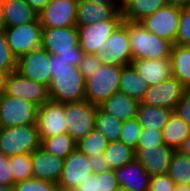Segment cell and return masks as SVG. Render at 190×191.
I'll return each mask as SVG.
<instances>
[{"label": "cell", "instance_id": "277c9868", "mask_svg": "<svg viewBox=\"0 0 190 191\" xmlns=\"http://www.w3.org/2000/svg\"><path fill=\"white\" fill-rule=\"evenodd\" d=\"M41 147L37 124L0 127V152L5 156L31 154Z\"/></svg>", "mask_w": 190, "mask_h": 191}, {"label": "cell", "instance_id": "d590c367", "mask_svg": "<svg viewBox=\"0 0 190 191\" xmlns=\"http://www.w3.org/2000/svg\"><path fill=\"white\" fill-rule=\"evenodd\" d=\"M141 131L142 125L137 118L126 120L123 122L119 141L136 150Z\"/></svg>", "mask_w": 190, "mask_h": 191}, {"label": "cell", "instance_id": "836d02e7", "mask_svg": "<svg viewBox=\"0 0 190 191\" xmlns=\"http://www.w3.org/2000/svg\"><path fill=\"white\" fill-rule=\"evenodd\" d=\"M109 141L95 128L83 139L77 142V148L86 156L92 157L103 154Z\"/></svg>", "mask_w": 190, "mask_h": 191}, {"label": "cell", "instance_id": "44dd1931", "mask_svg": "<svg viewBox=\"0 0 190 191\" xmlns=\"http://www.w3.org/2000/svg\"><path fill=\"white\" fill-rule=\"evenodd\" d=\"M120 11L118 4H96L88 0H79L76 26L112 20Z\"/></svg>", "mask_w": 190, "mask_h": 191}, {"label": "cell", "instance_id": "6da1fadb", "mask_svg": "<svg viewBox=\"0 0 190 191\" xmlns=\"http://www.w3.org/2000/svg\"><path fill=\"white\" fill-rule=\"evenodd\" d=\"M51 82L48 86L50 100L58 103L81 102L85 99L86 78L79 66L49 54Z\"/></svg>", "mask_w": 190, "mask_h": 191}, {"label": "cell", "instance_id": "4316f807", "mask_svg": "<svg viewBox=\"0 0 190 191\" xmlns=\"http://www.w3.org/2000/svg\"><path fill=\"white\" fill-rule=\"evenodd\" d=\"M190 134L187 124L178 116L175 110L169 114V119L162 129L164 144L178 151L184 139Z\"/></svg>", "mask_w": 190, "mask_h": 191}, {"label": "cell", "instance_id": "f5cc1de1", "mask_svg": "<svg viewBox=\"0 0 190 191\" xmlns=\"http://www.w3.org/2000/svg\"><path fill=\"white\" fill-rule=\"evenodd\" d=\"M5 28L2 1H0V31Z\"/></svg>", "mask_w": 190, "mask_h": 191}, {"label": "cell", "instance_id": "ab89813d", "mask_svg": "<svg viewBox=\"0 0 190 191\" xmlns=\"http://www.w3.org/2000/svg\"><path fill=\"white\" fill-rule=\"evenodd\" d=\"M97 191H116L119 188L114 170L96 174Z\"/></svg>", "mask_w": 190, "mask_h": 191}, {"label": "cell", "instance_id": "b9f144b4", "mask_svg": "<svg viewBox=\"0 0 190 191\" xmlns=\"http://www.w3.org/2000/svg\"><path fill=\"white\" fill-rule=\"evenodd\" d=\"M137 147H151L164 144L161 130L142 129Z\"/></svg>", "mask_w": 190, "mask_h": 191}, {"label": "cell", "instance_id": "7a4b0ae2", "mask_svg": "<svg viewBox=\"0 0 190 191\" xmlns=\"http://www.w3.org/2000/svg\"><path fill=\"white\" fill-rule=\"evenodd\" d=\"M41 47L49 54L59 55L61 59L79 66L84 55L79 45L77 26L66 28H42Z\"/></svg>", "mask_w": 190, "mask_h": 191}, {"label": "cell", "instance_id": "680465c9", "mask_svg": "<svg viewBox=\"0 0 190 191\" xmlns=\"http://www.w3.org/2000/svg\"><path fill=\"white\" fill-rule=\"evenodd\" d=\"M116 191H131V190L119 187Z\"/></svg>", "mask_w": 190, "mask_h": 191}, {"label": "cell", "instance_id": "7dc6e473", "mask_svg": "<svg viewBox=\"0 0 190 191\" xmlns=\"http://www.w3.org/2000/svg\"><path fill=\"white\" fill-rule=\"evenodd\" d=\"M75 191H97L96 175H89L86 180L78 185Z\"/></svg>", "mask_w": 190, "mask_h": 191}, {"label": "cell", "instance_id": "e575fe53", "mask_svg": "<svg viewBox=\"0 0 190 191\" xmlns=\"http://www.w3.org/2000/svg\"><path fill=\"white\" fill-rule=\"evenodd\" d=\"M14 182L33 178L31 154H19L9 157Z\"/></svg>", "mask_w": 190, "mask_h": 191}, {"label": "cell", "instance_id": "9a60e30c", "mask_svg": "<svg viewBox=\"0 0 190 191\" xmlns=\"http://www.w3.org/2000/svg\"><path fill=\"white\" fill-rule=\"evenodd\" d=\"M187 89L173 76L157 85L148 86L141 103L174 110Z\"/></svg>", "mask_w": 190, "mask_h": 191}, {"label": "cell", "instance_id": "681fc988", "mask_svg": "<svg viewBox=\"0 0 190 191\" xmlns=\"http://www.w3.org/2000/svg\"><path fill=\"white\" fill-rule=\"evenodd\" d=\"M178 151L190 157V134L184 139Z\"/></svg>", "mask_w": 190, "mask_h": 191}, {"label": "cell", "instance_id": "74e56055", "mask_svg": "<svg viewBox=\"0 0 190 191\" xmlns=\"http://www.w3.org/2000/svg\"><path fill=\"white\" fill-rule=\"evenodd\" d=\"M12 189L13 191H59L56 183L34 178L19 181Z\"/></svg>", "mask_w": 190, "mask_h": 191}, {"label": "cell", "instance_id": "d6986e66", "mask_svg": "<svg viewBox=\"0 0 190 191\" xmlns=\"http://www.w3.org/2000/svg\"><path fill=\"white\" fill-rule=\"evenodd\" d=\"M34 179L47 180L58 184L64 166V159L46 152L39 147L31 153Z\"/></svg>", "mask_w": 190, "mask_h": 191}, {"label": "cell", "instance_id": "d6a6232c", "mask_svg": "<svg viewBox=\"0 0 190 191\" xmlns=\"http://www.w3.org/2000/svg\"><path fill=\"white\" fill-rule=\"evenodd\" d=\"M167 174L176 185H190V157L180 151H174Z\"/></svg>", "mask_w": 190, "mask_h": 191}, {"label": "cell", "instance_id": "f907efd6", "mask_svg": "<svg viewBox=\"0 0 190 191\" xmlns=\"http://www.w3.org/2000/svg\"><path fill=\"white\" fill-rule=\"evenodd\" d=\"M168 5L186 8L189 5L190 0H166Z\"/></svg>", "mask_w": 190, "mask_h": 191}, {"label": "cell", "instance_id": "2e32d148", "mask_svg": "<svg viewBox=\"0 0 190 191\" xmlns=\"http://www.w3.org/2000/svg\"><path fill=\"white\" fill-rule=\"evenodd\" d=\"M93 174L88 156L78 148L64 159L61 178L58 182L59 191H75L78 185Z\"/></svg>", "mask_w": 190, "mask_h": 191}, {"label": "cell", "instance_id": "f35d334b", "mask_svg": "<svg viewBox=\"0 0 190 191\" xmlns=\"http://www.w3.org/2000/svg\"><path fill=\"white\" fill-rule=\"evenodd\" d=\"M175 44L190 46V10L187 8L181 9Z\"/></svg>", "mask_w": 190, "mask_h": 191}, {"label": "cell", "instance_id": "816d5d0a", "mask_svg": "<svg viewBox=\"0 0 190 191\" xmlns=\"http://www.w3.org/2000/svg\"><path fill=\"white\" fill-rule=\"evenodd\" d=\"M8 73L0 70V95L5 92L6 78Z\"/></svg>", "mask_w": 190, "mask_h": 191}, {"label": "cell", "instance_id": "7bdbcfd3", "mask_svg": "<svg viewBox=\"0 0 190 191\" xmlns=\"http://www.w3.org/2000/svg\"><path fill=\"white\" fill-rule=\"evenodd\" d=\"M14 184L9 157L0 152V186L13 188Z\"/></svg>", "mask_w": 190, "mask_h": 191}, {"label": "cell", "instance_id": "11a10c76", "mask_svg": "<svg viewBox=\"0 0 190 191\" xmlns=\"http://www.w3.org/2000/svg\"><path fill=\"white\" fill-rule=\"evenodd\" d=\"M175 191H190V185H176Z\"/></svg>", "mask_w": 190, "mask_h": 191}, {"label": "cell", "instance_id": "1f68e13d", "mask_svg": "<svg viewBox=\"0 0 190 191\" xmlns=\"http://www.w3.org/2000/svg\"><path fill=\"white\" fill-rule=\"evenodd\" d=\"M41 140V148L46 152L65 159L77 148V143L68 133L55 135Z\"/></svg>", "mask_w": 190, "mask_h": 191}, {"label": "cell", "instance_id": "4fadbf2b", "mask_svg": "<svg viewBox=\"0 0 190 191\" xmlns=\"http://www.w3.org/2000/svg\"><path fill=\"white\" fill-rule=\"evenodd\" d=\"M181 9L167 4L140 22L149 32L170 41L174 45Z\"/></svg>", "mask_w": 190, "mask_h": 191}, {"label": "cell", "instance_id": "c3c4849f", "mask_svg": "<svg viewBox=\"0 0 190 191\" xmlns=\"http://www.w3.org/2000/svg\"><path fill=\"white\" fill-rule=\"evenodd\" d=\"M29 6L39 14L50 0H25Z\"/></svg>", "mask_w": 190, "mask_h": 191}, {"label": "cell", "instance_id": "91938a15", "mask_svg": "<svg viewBox=\"0 0 190 191\" xmlns=\"http://www.w3.org/2000/svg\"><path fill=\"white\" fill-rule=\"evenodd\" d=\"M186 8L190 10V2H189V5Z\"/></svg>", "mask_w": 190, "mask_h": 191}, {"label": "cell", "instance_id": "cb8c5ba5", "mask_svg": "<svg viewBox=\"0 0 190 191\" xmlns=\"http://www.w3.org/2000/svg\"><path fill=\"white\" fill-rule=\"evenodd\" d=\"M5 27L34 22L38 16L25 0H2Z\"/></svg>", "mask_w": 190, "mask_h": 191}, {"label": "cell", "instance_id": "52a82bcc", "mask_svg": "<svg viewBox=\"0 0 190 191\" xmlns=\"http://www.w3.org/2000/svg\"><path fill=\"white\" fill-rule=\"evenodd\" d=\"M97 58L106 65H118L121 67L131 65L132 51L128 35V20H124L100 49Z\"/></svg>", "mask_w": 190, "mask_h": 191}, {"label": "cell", "instance_id": "6f0895ef", "mask_svg": "<svg viewBox=\"0 0 190 191\" xmlns=\"http://www.w3.org/2000/svg\"><path fill=\"white\" fill-rule=\"evenodd\" d=\"M0 191H13V189L8 188V187H4V186H0Z\"/></svg>", "mask_w": 190, "mask_h": 191}, {"label": "cell", "instance_id": "4dcf8cb0", "mask_svg": "<svg viewBox=\"0 0 190 191\" xmlns=\"http://www.w3.org/2000/svg\"><path fill=\"white\" fill-rule=\"evenodd\" d=\"M123 122L97 107L95 129L109 141H119Z\"/></svg>", "mask_w": 190, "mask_h": 191}, {"label": "cell", "instance_id": "f6af8a7d", "mask_svg": "<svg viewBox=\"0 0 190 191\" xmlns=\"http://www.w3.org/2000/svg\"><path fill=\"white\" fill-rule=\"evenodd\" d=\"M174 110L190 130V90L184 92Z\"/></svg>", "mask_w": 190, "mask_h": 191}, {"label": "cell", "instance_id": "f546056e", "mask_svg": "<svg viewBox=\"0 0 190 191\" xmlns=\"http://www.w3.org/2000/svg\"><path fill=\"white\" fill-rule=\"evenodd\" d=\"M103 155L111 170L125 166L135 159V150L121 141L109 142Z\"/></svg>", "mask_w": 190, "mask_h": 191}, {"label": "cell", "instance_id": "3957f363", "mask_svg": "<svg viewBox=\"0 0 190 191\" xmlns=\"http://www.w3.org/2000/svg\"><path fill=\"white\" fill-rule=\"evenodd\" d=\"M132 60L170 59L172 43L149 32L141 22L128 21Z\"/></svg>", "mask_w": 190, "mask_h": 191}, {"label": "cell", "instance_id": "bcb514c9", "mask_svg": "<svg viewBox=\"0 0 190 191\" xmlns=\"http://www.w3.org/2000/svg\"><path fill=\"white\" fill-rule=\"evenodd\" d=\"M88 161L95 175L110 170L109 164L103 154L88 157Z\"/></svg>", "mask_w": 190, "mask_h": 191}, {"label": "cell", "instance_id": "8fae6325", "mask_svg": "<svg viewBox=\"0 0 190 191\" xmlns=\"http://www.w3.org/2000/svg\"><path fill=\"white\" fill-rule=\"evenodd\" d=\"M4 93L30 101L38 107L50 100L47 85L30 80L16 70L7 75Z\"/></svg>", "mask_w": 190, "mask_h": 191}, {"label": "cell", "instance_id": "9c48e42d", "mask_svg": "<svg viewBox=\"0 0 190 191\" xmlns=\"http://www.w3.org/2000/svg\"><path fill=\"white\" fill-rule=\"evenodd\" d=\"M123 21L122 11H120L112 20L77 26L79 45L84 54L96 55L100 49L104 48L107 39Z\"/></svg>", "mask_w": 190, "mask_h": 191}, {"label": "cell", "instance_id": "ac0fdd59", "mask_svg": "<svg viewBox=\"0 0 190 191\" xmlns=\"http://www.w3.org/2000/svg\"><path fill=\"white\" fill-rule=\"evenodd\" d=\"M174 150L165 144L151 147H137L135 159L139 161L150 176L167 174Z\"/></svg>", "mask_w": 190, "mask_h": 191}, {"label": "cell", "instance_id": "f1b7e54d", "mask_svg": "<svg viewBox=\"0 0 190 191\" xmlns=\"http://www.w3.org/2000/svg\"><path fill=\"white\" fill-rule=\"evenodd\" d=\"M166 5V0H132L121 11L124 20L140 22Z\"/></svg>", "mask_w": 190, "mask_h": 191}, {"label": "cell", "instance_id": "d4e9b609", "mask_svg": "<svg viewBox=\"0 0 190 191\" xmlns=\"http://www.w3.org/2000/svg\"><path fill=\"white\" fill-rule=\"evenodd\" d=\"M170 60L172 76L190 90V46L172 45Z\"/></svg>", "mask_w": 190, "mask_h": 191}, {"label": "cell", "instance_id": "484cf974", "mask_svg": "<svg viewBox=\"0 0 190 191\" xmlns=\"http://www.w3.org/2000/svg\"><path fill=\"white\" fill-rule=\"evenodd\" d=\"M171 111L169 108L150 106L140 102L136 118L142 125V129L162 131Z\"/></svg>", "mask_w": 190, "mask_h": 191}, {"label": "cell", "instance_id": "8d00e7d4", "mask_svg": "<svg viewBox=\"0 0 190 191\" xmlns=\"http://www.w3.org/2000/svg\"><path fill=\"white\" fill-rule=\"evenodd\" d=\"M17 68V59L9 48L4 31H0V70L8 74Z\"/></svg>", "mask_w": 190, "mask_h": 191}, {"label": "cell", "instance_id": "e0dca14e", "mask_svg": "<svg viewBox=\"0 0 190 191\" xmlns=\"http://www.w3.org/2000/svg\"><path fill=\"white\" fill-rule=\"evenodd\" d=\"M49 70V53L42 47L34 49L17 59L16 71L30 80L47 86L51 82Z\"/></svg>", "mask_w": 190, "mask_h": 191}, {"label": "cell", "instance_id": "7c38bea8", "mask_svg": "<svg viewBox=\"0 0 190 191\" xmlns=\"http://www.w3.org/2000/svg\"><path fill=\"white\" fill-rule=\"evenodd\" d=\"M79 0H50L37 14L42 28H66L76 26Z\"/></svg>", "mask_w": 190, "mask_h": 191}, {"label": "cell", "instance_id": "5bb4252c", "mask_svg": "<svg viewBox=\"0 0 190 191\" xmlns=\"http://www.w3.org/2000/svg\"><path fill=\"white\" fill-rule=\"evenodd\" d=\"M37 128L40 139L67 133L65 103L52 100L38 107Z\"/></svg>", "mask_w": 190, "mask_h": 191}, {"label": "cell", "instance_id": "ba28073f", "mask_svg": "<svg viewBox=\"0 0 190 191\" xmlns=\"http://www.w3.org/2000/svg\"><path fill=\"white\" fill-rule=\"evenodd\" d=\"M97 107L86 100L65 103L67 133L76 143L95 128Z\"/></svg>", "mask_w": 190, "mask_h": 191}, {"label": "cell", "instance_id": "60d3db41", "mask_svg": "<svg viewBox=\"0 0 190 191\" xmlns=\"http://www.w3.org/2000/svg\"><path fill=\"white\" fill-rule=\"evenodd\" d=\"M176 183L168 174L150 178L149 191H175Z\"/></svg>", "mask_w": 190, "mask_h": 191}, {"label": "cell", "instance_id": "30bf717a", "mask_svg": "<svg viewBox=\"0 0 190 191\" xmlns=\"http://www.w3.org/2000/svg\"><path fill=\"white\" fill-rule=\"evenodd\" d=\"M3 31L16 59L41 47L42 26L38 18L32 23L5 27Z\"/></svg>", "mask_w": 190, "mask_h": 191}, {"label": "cell", "instance_id": "ee69618b", "mask_svg": "<svg viewBox=\"0 0 190 191\" xmlns=\"http://www.w3.org/2000/svg\"><path fill=\"white\" fill-rule=\"evenodd\" d=\"M103 63L96 55L84 54L79 64V70L85 78H88L95 72Z\"/></svg>", "mask_w": 190, "mask_h": 191}, {"label": "cell", "instance_id": "ffe728a7", "mask_svg": "<svg viewBox=\"0 0 190 191\" xmlns=\"http://www.w3.org/2000/svg\"><path fill=\"white\" fill-rule=\"evenodd\" d=\"M114 171L119 187L131 191H149L151 176L136 159Z\"/></svg>", "mask_w": 190, "mask_h": 191}, {"label": "cell", "instance_id": "db71d44e", "mask_svg": "<svg viewBox=\"0 0 190 191\" xmlns=\"http://www.w3.org/2000/svg\"><path fill=\"white\" fill-rule=\"evenodd\" d=\"M96 4H118L117 0H88Z\"/></svg>", "mask_w": 190, "mask_h": 191}, {"label": "cell", "instance_id": "7402d4cb", "mask_svg": "<svg viewBox=\"0 0 190 191\" xmlns=\"http://www.w3.org/2000/svg\"><path fill=\"white\" fill-rule=\"evenodd\" d=\"M131 65L148 86L160 84L172 76L170 59L132 60Z\"/></svg>", "mask_w": 190, "mask_h": 191}, {"label": "cell", "instance_id": "83f0119b", "mask_svg": "<svg viewBox=\"0 0 190 191\" xmlns=\"http://www.w3.org/2000/svg\"><path fill=\"white\" fill-rule=\"evenodd\" d=\"M148 89L146 81L138 75L132 65L121 68L119 91L141 102Z\"/></svg>", "mask_w": 190, "mask_h": 191}, {"label": "cell", "instance_id": "603a6c76", "mask_svg": "<svg viewBox=\"0 0 190 191\" xmlns=\"http://www.w3.org/2000/svg\"><path fill=\"white\" fill-rule=\"evenodd\" d=\"M139 101L123 92H115L99 107L113 117L124 122L136 118Z\"/></svg>", "mask_w": 190, "mask_h": 191}, {"label": "cell", "instance_id": "5b68a950", "mask_svg": "<svg viewBox=\"0 0 190 191\" xmlns=\"http://www.w3.org/2000/svg\"><path fill=\"white\" fill-rule=\"evenodd\" d=\"M121 66L102 64L91 76L86 78L85 99L99 106L112 94L119 91Z\"/></svg>", "mask_w": 190, "mask_h": 191}, {"label": "cell", "instance_id": "8992f818", "mask_svg": "<svg viewBox=\"0 0 190 191\" xmlns=\"http://www.w3.org/2000/svg\"><path fill=\"white\" fill-rule=\"evenodd\" d=\"M38 106L5 93L0 95V127L37 124Z\"/></svg>", "mask_w": 190, "mask_h": 191}, {"label": "cell", "instance_id": "9f6ffc18", "mask_svg": "<svg viewBox=\"0 0 190 191\" xmlns=\"http://www.w3.org/2000/svg\"><path fill=\"white\" fill-rule=\"evenodd\" d=\"M132 0H117L118 8L122 10Z\"/></svg>", "mask_w": 190, "mask_h": 191}]
</instances>
